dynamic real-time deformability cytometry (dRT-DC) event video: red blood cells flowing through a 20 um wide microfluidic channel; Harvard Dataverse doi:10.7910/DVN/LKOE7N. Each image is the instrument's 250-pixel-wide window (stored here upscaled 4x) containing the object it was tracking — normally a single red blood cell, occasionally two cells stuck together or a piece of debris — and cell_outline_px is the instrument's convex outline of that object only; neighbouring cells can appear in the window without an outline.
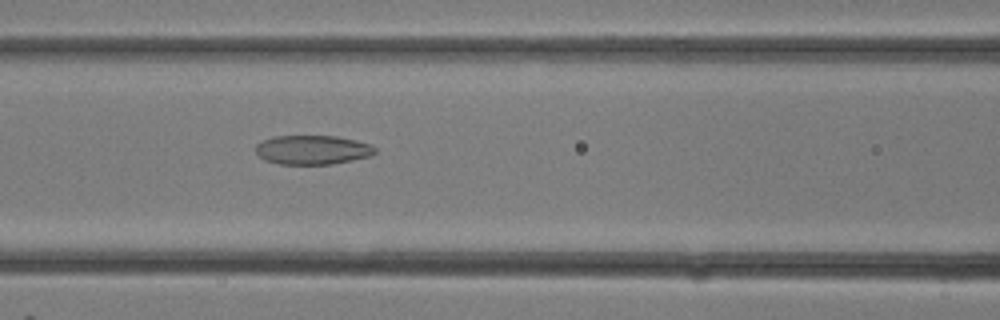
{"species": "common noctule bat (a hibernating species)", "species_latin": "Nyctalus noctula", "temperature_condition": "room temperature", "stored_images_in_passage": 5, "camera_frame_rate_fps": 3000, "um_per_image_px": 0.085, "animal": {"sex": "female"}, "frame": {"image": 1, "passage_image": 5, "time_ms": 1.333, "image_size_px": [1000, 320], "cell_outline_px": [[376, 152], [372, 156], [332, 164], [280, 164], [264, 160], [256, 152], [256, 144], [272, 136], [336, 136], [356, 140], [368, 144], [376, 148]], "centroid_in_image_um": [26.57, 12.74], "position_along_channel_um": 140.0, "area_um2": 20.29}}